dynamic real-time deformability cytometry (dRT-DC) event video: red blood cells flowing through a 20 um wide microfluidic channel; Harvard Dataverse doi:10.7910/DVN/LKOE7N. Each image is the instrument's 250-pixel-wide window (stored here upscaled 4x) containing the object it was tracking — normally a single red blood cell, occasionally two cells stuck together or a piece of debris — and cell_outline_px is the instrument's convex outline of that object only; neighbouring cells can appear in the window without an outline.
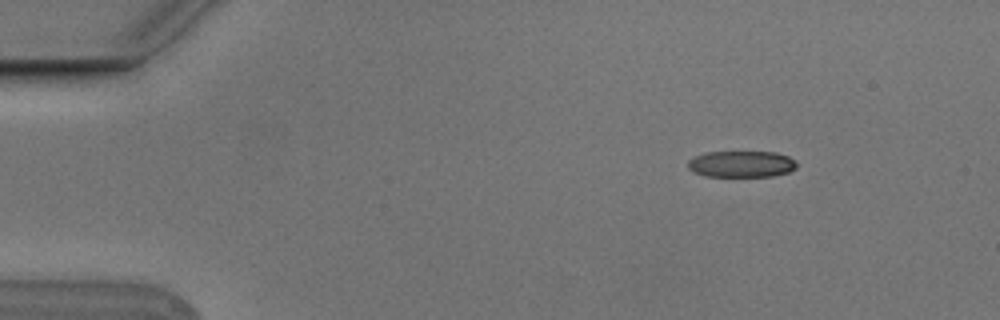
{"species": "Egyptian fruit bat (a non-hibernating species)", "species_latin": "Rousettus aegyptiacus", "temperature_condition": "cold", "stored_images_in_passage": 6, "camera_frame_rate_fps": 3000, "um_per_image_px": 0.085, "animal": {"sex": "male"}, "frame": {"image": 1, "passage_image": 3, "time_ms": 0.667, "image_size_px": [1000, 320], "cell_outline_px": [[796, 168], [788, 172], [772, 176], [704, 176], [692, 172], [688, 168], [688, 160], [704, 152], [776, 152], [788, 156], [796, 160]], "centroid_in_image_um": [63.01, 13.94], "position_along_channel_um": 22.0, "area_um2": 16.82}}